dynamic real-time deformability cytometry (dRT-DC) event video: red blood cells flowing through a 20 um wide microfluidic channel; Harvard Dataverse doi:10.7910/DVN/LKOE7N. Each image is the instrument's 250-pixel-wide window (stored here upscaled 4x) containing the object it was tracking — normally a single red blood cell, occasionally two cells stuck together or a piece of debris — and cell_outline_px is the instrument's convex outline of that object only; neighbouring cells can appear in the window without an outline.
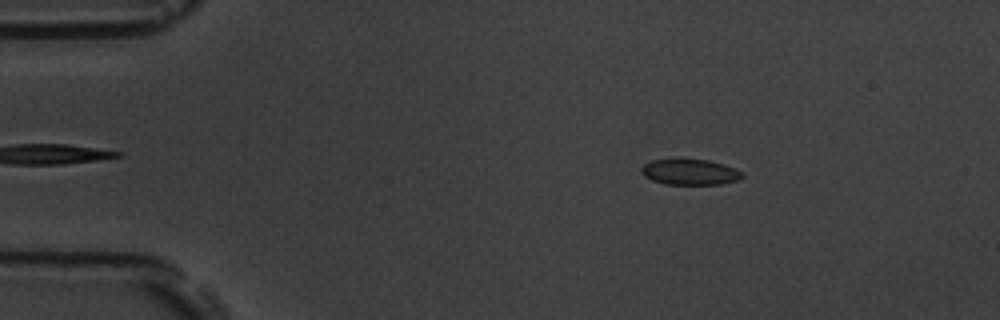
{"species": "common noctule bat (a hibernating species)", "species_latin": "Nyctalus noctula", "temperature_condition": "room temperature", "stored_images_in_passage": 57, "camera_frame_rate_fps": 3000, "um_per_image_px": 0.085, "animal": {"sex": "male", "body_mass_g": 19.5, "forearm_length_mm": 54.6}, "frame": {"image": 1, "passage_image": 9, "time_ms": 2.667, "image_size_px": [1000, 320], "cell_outline_px": [[744, 176], [736, 180], [720, 184], [664, 184], [652, 180], [644, 176], [640, 172], [640, 168], [644, 164], [652, 160], [708, 160], [724, 164], [736, 168]], "centroid_in_image_um": [58.62, 14.63], "position_along_channel_um": 26.4, "area_um2": 14.91}}
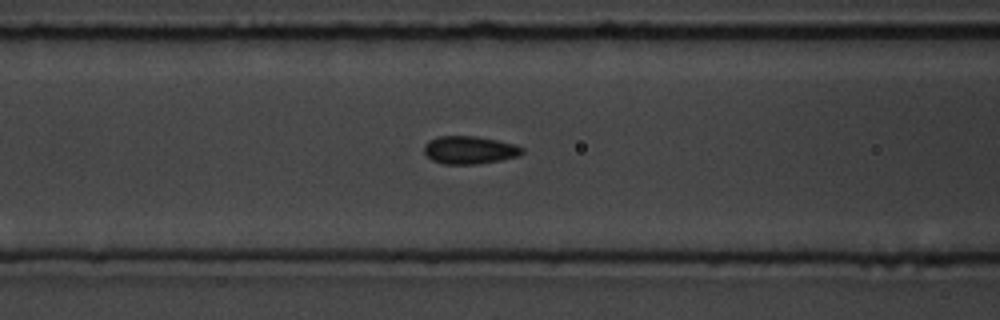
{"frame": {"image": 2, "passage_image": 23, "time_ms": 7.333, "image_size_px": [1000, 320], "cell_outline_px": [[524, 152], [520, 156], [500, 160], [476, 164], [444, 164], [432, 160], [424, 152], [424, 144], [428, 140], [440, 136], [476, 136], [516, 144], [524, 148]], "centroid_in_image_um": [39.93, 12.75], "position_along_channel_um": 126.7, "area_um2": 16.01}}
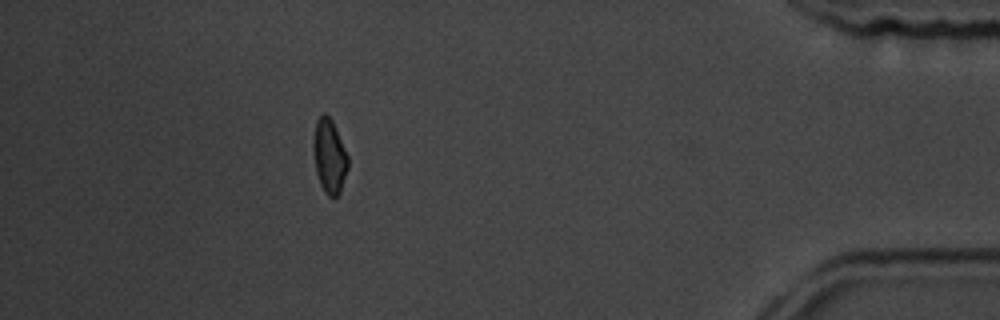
{"frame": {"image": 3, "passage_image": 51, "time_ms": 16.667, "image_size_px": [1000, 320], "cell_outline_px": [[348, 168], [340, 192], [332, 200], [324, 192], [320, 184], [316, 172], [312, 148], [312, 140], [316, 120], [324, 112], [332, 120], [348, 156]], "centroid_in_image_um": [27.98, 13.29], "position_along_channel_um": 407.2, "area_um2": 15.14}, "authors_computed_cell_mechanics": {"area_um2": 15.7216, "velocity_mm_per_s": 3.5621, "shape_relaxation_time_tau1_ms": 9.7531, "shape_relaxation_time_tau2_ms": 1.111, "deformation_change_tau1": 0.1104, "deformation_change_tau2": 0.0482}}